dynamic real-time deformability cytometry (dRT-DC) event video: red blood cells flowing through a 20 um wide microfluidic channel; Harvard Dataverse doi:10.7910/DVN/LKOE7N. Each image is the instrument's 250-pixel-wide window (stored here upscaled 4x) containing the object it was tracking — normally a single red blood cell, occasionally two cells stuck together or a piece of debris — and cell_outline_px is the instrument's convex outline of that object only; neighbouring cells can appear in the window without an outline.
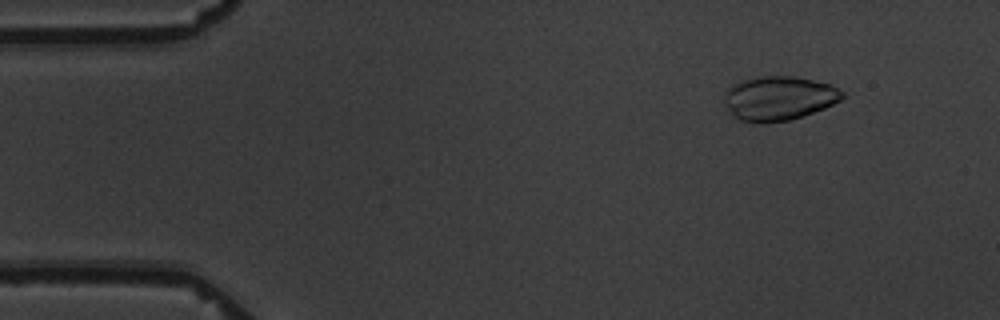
{"species": "common noctule bat (a hibernating species)", "species_latin": "Nyctalus noctula", "temperature_condition": "warm", "stored_images_in_passage": 4, "camera_frame_rate_fps": 3000, "um_per_image_px": 0.085, "animal": {"sex": "male", "body_mass_g": 19.5, "forearm_length_mm": 54.6}, "frame": {"image": 1, "passage_image": 1, "time_ms": 0.0, "image_size_px": [1000, 320], "cell_outline_px": [[844, 96], [840, 100], [824, 108], [804, 116], [788, 120], [764, 124], [760, 124], [740, 120], [732, 116], [724, 104], [724, 92], [732, 84], [740, 80], [760, 76], [796, 76], [832, 84], [844, 92]], "centroid_in_image_um": [66.17, 8.35], "position_along_channel_um": 18.8, "area_um2": 30.92}}